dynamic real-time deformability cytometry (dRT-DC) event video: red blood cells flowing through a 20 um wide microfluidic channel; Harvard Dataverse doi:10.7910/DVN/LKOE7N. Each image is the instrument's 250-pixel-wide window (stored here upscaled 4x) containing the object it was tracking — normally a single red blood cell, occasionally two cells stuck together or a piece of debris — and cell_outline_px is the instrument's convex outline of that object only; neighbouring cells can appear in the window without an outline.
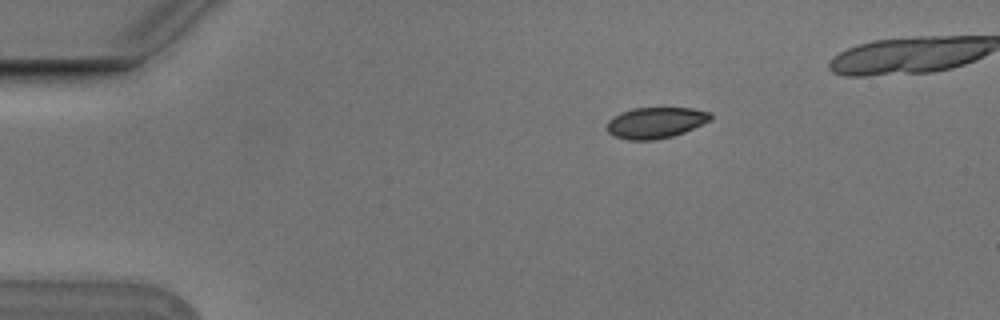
{"species": "Egyptian fruit bat (a non-hibernating species)", "species_latin": "Rousettus aegyptiacus", "temperature_condition": "cold", "stored_images_in_passage": 4, "camera_frame_rate_fps": 3000, "um_per_image_px": 0.085, "animal": {"sex": "male"}, "frame": {"image": 1, "passage_image": 2, "time_ms": 0.333, "image_size_px": [1000, 320], "cell_outline_px": [[712, 120], [684, 132], [672, 136], [656, 140], [628, 140], [616, 136], [608, 132], [604, 128], [608, 120], [612, 116], [620, 112], [632, 108], [692, 108], [712, 112]], "centroid_in_image_um": [55.71, 10.42], "position_along_channel_um": 29.3, "area_um2": 19.02}}